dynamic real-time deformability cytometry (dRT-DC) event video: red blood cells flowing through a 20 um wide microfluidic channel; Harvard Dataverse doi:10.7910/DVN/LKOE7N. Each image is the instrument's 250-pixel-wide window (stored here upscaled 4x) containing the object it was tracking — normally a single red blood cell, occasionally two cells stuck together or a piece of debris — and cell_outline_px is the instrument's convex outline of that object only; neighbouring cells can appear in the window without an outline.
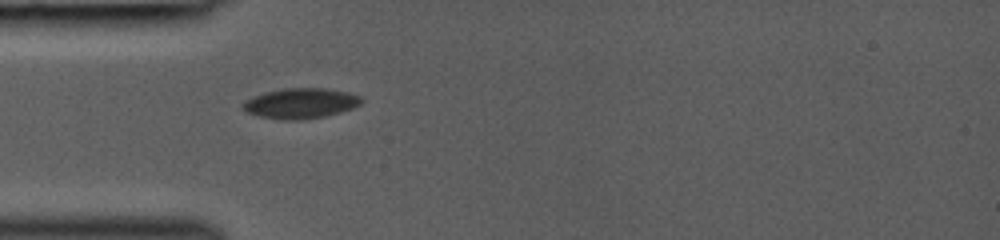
{"species": "common noctule bat (a hibernating species)", "species_latin": "Nyctalus noctula", "temperature_condition": "room temperature", "stored_images_in_passage": 31, "camera_frame_rate_fps": 3000, "um_per_image_px": 0.085, "animal": {"sex": "female", "body_mass_g": 19.0, "forearm_length_mm": 53.3}, "frame": {"image": 1, "passage_image": 1, "time_ms": 0.0, "image_size_px": [1000, 240], "cell_outline_px": [[364, 100], [360, 104], [352, 108], [340, 112], [324, 116], [300, 120], [280, 120], [260, 116], [248, 112], [240, 108], [240, 104], [244, 100], [252, 96], [264, 92], [280, 88], [324, 88], [348, 92], [364, 96]], "centroid_in_image_um": [25.53, 8.77], "position_along_channel_um": 59.5, "area_um2": 21.27}}
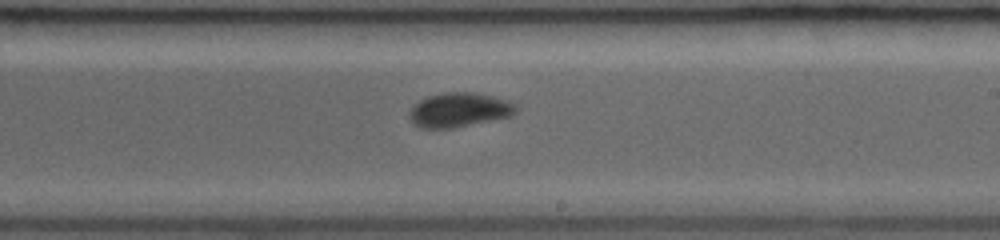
{"frame": {"image": 2, "passage_image": 14, "time_ms": 4.333, "image_size_px": [1000, 240], "cell_outline_px": [[520, 108], [512, 116], [452, 128], [420, 128], [412, 124], [408, 112], [420, 100], [428, 96], [440, 92], [476, 92], [508, 100]], "centroid_in_image_um": [39.04, 9.34], "position_along_channel_um": 250.0, "area_um2": 21.5}}
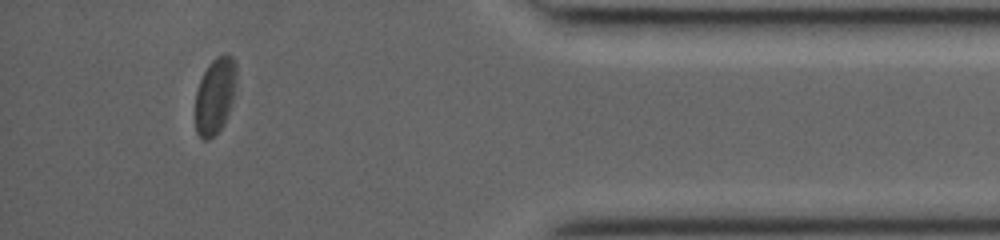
{"frame": {"image": 3, "passage_image": 27, "time_ms": 8.667, "image_size_px": [1000, 240], "cell_outline_px": [[236, 84], [232, 100], [224, 124], [208, 140], [204, 140], [196, 132], [196, 92], [200, 80], [208, 64], [216, 56], [232, 56], [236, 64]], "centroid_in_image_um": [18.28, 8.12], "position_along_channel_um": 416.9, "area_um2": 17.98}}